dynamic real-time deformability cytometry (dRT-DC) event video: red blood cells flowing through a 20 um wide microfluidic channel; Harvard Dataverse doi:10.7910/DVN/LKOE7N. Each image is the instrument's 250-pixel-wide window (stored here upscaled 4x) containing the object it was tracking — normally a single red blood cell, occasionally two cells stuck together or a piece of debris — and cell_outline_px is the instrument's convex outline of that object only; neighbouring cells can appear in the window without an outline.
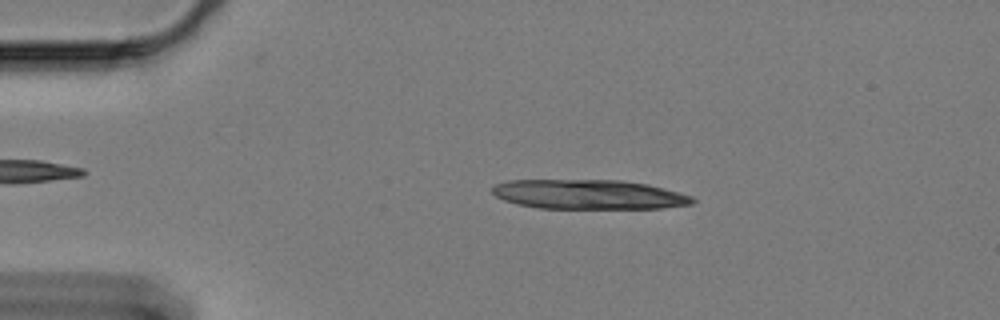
{"species": "Egyptian fruit bat (a non-hibernating species)", "species_latin": "Rousettus aegyptiacus", "temperature_condition": "cold", "stored_images_in_passage": 35, "camera_frame_rate_fps": 3000, "um_per_image_px": 0.085, "animal": {"sex": "female"}, "frame": {"image": 1, "passage_image": 11, "time_ms": 3.333, "image_size_px": [1000, 320], "cell_outline_px": [[696, 200], [692, 204], [660, 208], [540, 208], [516, 204], [504, 200], [496, 196], [492, 192], [492, 188], [496, 184], [508, 180], [620, 180], [648, 184], [664, 188], [692, 196]], "centroid_in_image_um": [50.04, 16.52], "position_along_channel_um": 35.0, "area_um2": 34.39}}
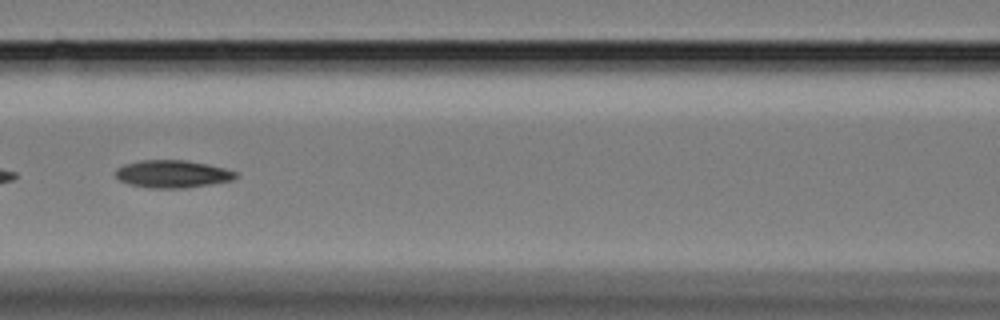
{"frame": {"image": 2, "passage_image": 26, "time_ms": 8.333, "image_size_px": [1000, 320], "cell_outline_px": [[236, 176], [232, 180], [184, 188], [152, 188], [128, 184], [120, 180], [116, 176], [116, 168], [124, 164], [140, 160], [184, 160], [208, 164], [224, 168], [236, 172]], "centroid_in_image_um": [14.62, 14.78], "position_along_channel_um": 152.0, "area_um2": 19.13}}
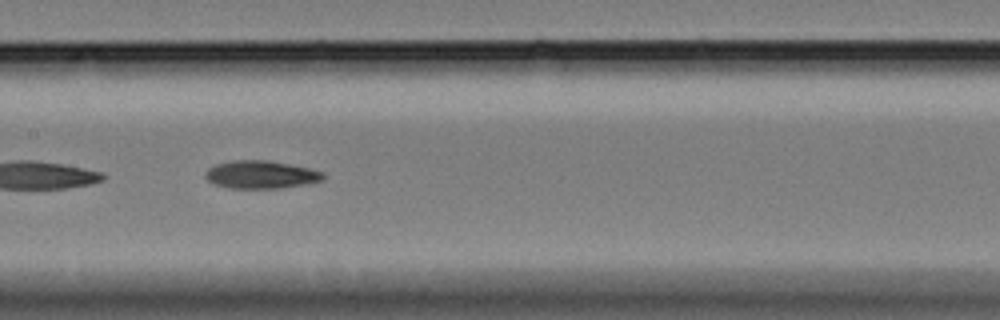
{"frame": {"image": 3, "passage_image": 29, "time_ms": 9.333, "image_size_px": [1000, 320], "cell_outline_px": [[324, 180], [304, 184], [280, 188], [228, 188], [216, 184], [208, 180], [204, 176], [204, 172], [208, 168], [216, 164], [232, 160], [268, 160], [308, 168], [324, 172]], "centroid_in_image_um": [22.15, 14.84], "position_along_channel_um": 185.2, "area_um2": 19.07}}